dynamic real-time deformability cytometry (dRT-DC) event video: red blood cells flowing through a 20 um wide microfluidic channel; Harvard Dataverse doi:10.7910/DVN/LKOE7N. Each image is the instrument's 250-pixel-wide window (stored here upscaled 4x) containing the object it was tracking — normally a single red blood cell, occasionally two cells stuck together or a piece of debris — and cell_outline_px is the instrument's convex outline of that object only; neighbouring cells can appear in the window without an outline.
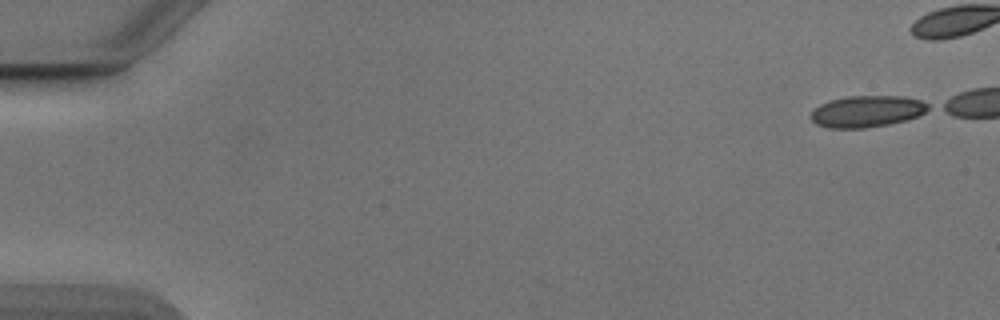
{"species": "Egyptian fruit bat (a non-hibernating species)", "species_latin": "Rousettus aegyptiacus", "temperature_condition": "cold", "stored_images_in_passage": 11, "camera_frame_rate_fps": 3000, "um_per_image_px": 0.085, "animal": {"sex": "male"}, "frame": {"image": 1, "passage_image": 1, "time_ms": 0.0, "image_size_px": [1000, 320], "cell_outline_px": [[932, 108], [916, 116], [904, 120], [888, 124], [864, 128], [828, 128], [816, 124], [812, 120], [812, 112], [820, 104], [828, 100], [848, 96], [904, 96], [920, 100], [928, 104]], "centroid_in_image_um": [73.68, 9.46], "position_along_channel_um": 11.3, "area_um2": 21.44}}